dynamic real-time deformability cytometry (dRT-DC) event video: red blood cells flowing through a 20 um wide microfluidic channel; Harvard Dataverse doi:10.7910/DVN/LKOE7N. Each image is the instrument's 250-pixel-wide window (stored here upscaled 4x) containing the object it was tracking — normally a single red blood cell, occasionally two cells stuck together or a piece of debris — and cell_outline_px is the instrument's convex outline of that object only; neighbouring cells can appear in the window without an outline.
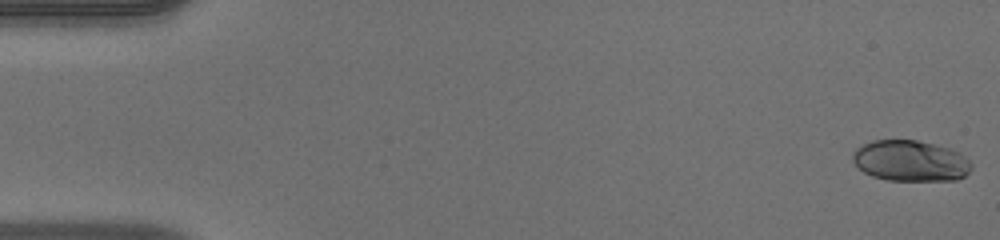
{"species": "human", "species_latin": "Homo sapiens", "temperature_condition": "warm", "stored_images_in_passage": 51, "camera_frame_rate_fps": 3000, "um_per_image_px": 0.085, "donor": {"sex": "male"}, "frame": {"image": 1, "passage_image": 1, "time_ms": 0.0, "image_size_px": [1000, 240], "cell_outline_px": [[972, 168], [964, 176], [956, 180], [888, 180], [872, 176], [864, 172], [852, 160], [852, 152], [856, 148], [872, 140], [916, 140], [948, 148], [960, 152], [972, 164]], "centroid_in_image_um": [77.38, 13.67], "position_along_channel_um": 7.6, "area_um2": 28.21}}
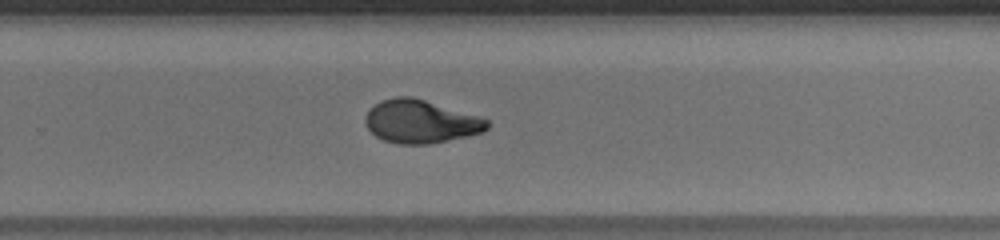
{"frame": {"image": 2, "passage_image": 33, "time_ms": 10.667, "image_size_px": [1000, 240], "cell_outline_px": [[488, 128], [484, 132], [428, 144], [400, 144], [384, 140], [376, 136], [364, 124], [364, 116], [380, 100], [396, 96], [412, 96], [480, 116], [488, 120]], "centroid_in_image_um": [35.74, 10.32], "position_along_channel_um": 294.1, "area_um2": 30.58}}
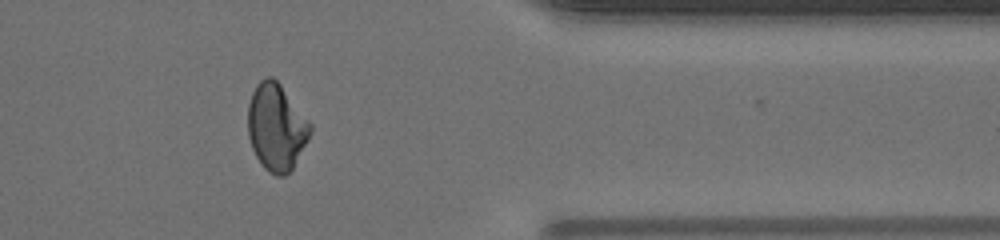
{"frame": {"image": 3, "passage_image": 41, "time_ms": 13.333, "image_size_px": [1000, 240], "cell_outline_px": [[312, 132], [308, 140], [292, 168], [284, 176], [276, 176], [268, 172], [264, 168], [256, 156], [252, 148], [248, 136], [248, 104], [252, 92], [256, 84], [260, 80], [268, 76], [272, 76], [280, 84], [312, 124]], "centroid_in_image_um": [23.48, 10.8], "position_along_channel_um": 387.9, "area_um2": 31.56}}